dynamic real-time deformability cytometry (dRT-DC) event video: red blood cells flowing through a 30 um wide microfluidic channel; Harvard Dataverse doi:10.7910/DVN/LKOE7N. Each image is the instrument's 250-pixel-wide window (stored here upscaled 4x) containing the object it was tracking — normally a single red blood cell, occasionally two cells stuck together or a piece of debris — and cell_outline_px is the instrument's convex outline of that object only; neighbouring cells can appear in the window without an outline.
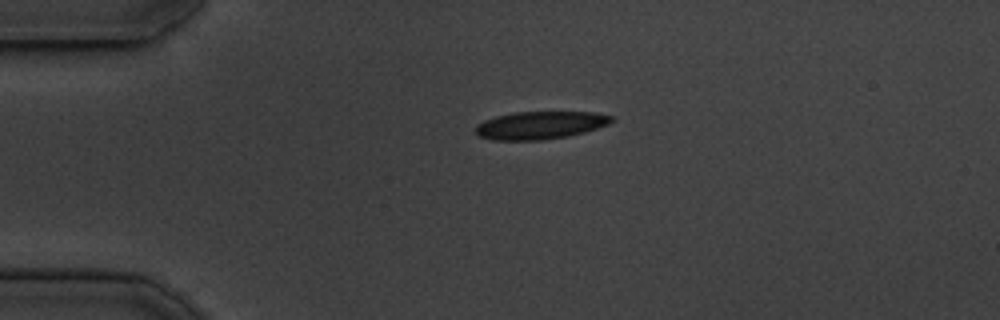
{"species": "common noctule bat (a hibernating species)", "species_latin": "Nyctalus noctula", "temperature_condition": "cold", "stored_images_in_passage": 43, "camera_frame_rate_fps": 3000, "um_per_image_px": 0.085, "animal": {"sex": "male", "body_mass_g": 19.5, "forearm_length_mm": 54.6}, "frame": {"image": 1, "passage_image": 1, "time_ms": 0.0, "image_size_px": [1000, 320], "cell_outline_px": [[616, 120], [608, 124], [584, 132], [568, 136], [540, 140], [492, 140], [480, 136], [476, 132], [476, 124], [484, 120], [496, 116], [516, 112], [592, 112], [616, 116]], "centroid_in_image_um": [45.94, 10.64], "position_along_channel_um": 39.1, "area_um2": 22.02}}
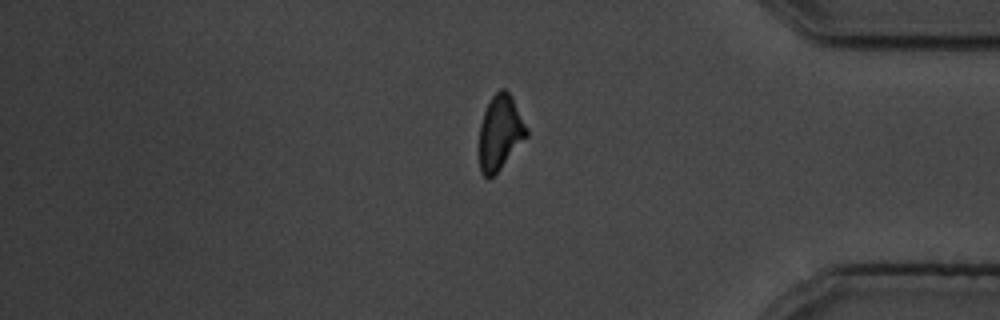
{"frame": {"image": 2, "passage_image": 34, "time_ms": 11.0, "image_size_px": [1000, 320], "cell_outline_px": [[528, 136], [500, 168], [492, 176], [484, 176], [480, 172], [480, 124], [484, 112], [492, 96], [500, 88], [504, 88], [512, 96], [528, 128]], "centroid_in_image_um": [42.53, 11.23], "position_along_channel_um": 392.7, "area_um2": 20.35}}
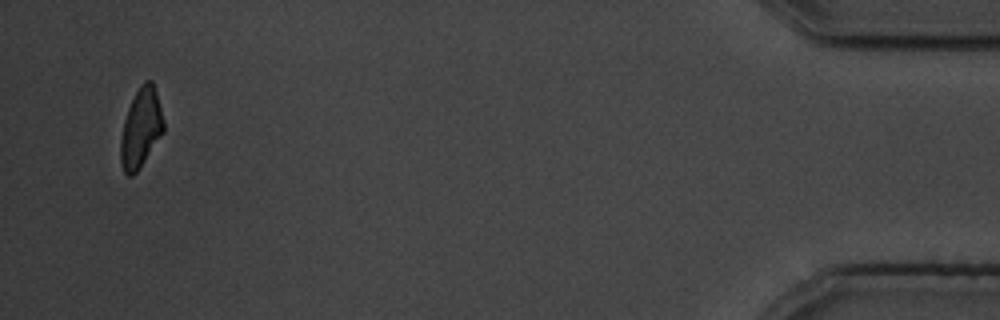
{"frame": {"image": 3, "passage_image": 41, "time_ms": 13.333, "image_size_px": [1000, 320], "cell_outline_px": [[164, 132], [140, 168], [132, 176], [128, 176], [124, 172], [120, 160], [120, 140], [124, 120], [128, 108], [140, 84], [144, 80], [152, 80], [156, 92], [164, 120]], "centroid_in_image_um": [11.98, 10.9], "position_along_channel_um": 423.2, "area_um2": 19.88}, "authors_computed_cell_mechanics": {"area_um2": 22.0218, "velocity_mm_per_s": 3.7082, "shape_relaxation_time_tau1_ms": 2.5944, "shape_relaxation_time_tau2_ms": 2.0548, "deformation_change_tau1": 0.1295, "deformation_change_tau2": 0.1082}}